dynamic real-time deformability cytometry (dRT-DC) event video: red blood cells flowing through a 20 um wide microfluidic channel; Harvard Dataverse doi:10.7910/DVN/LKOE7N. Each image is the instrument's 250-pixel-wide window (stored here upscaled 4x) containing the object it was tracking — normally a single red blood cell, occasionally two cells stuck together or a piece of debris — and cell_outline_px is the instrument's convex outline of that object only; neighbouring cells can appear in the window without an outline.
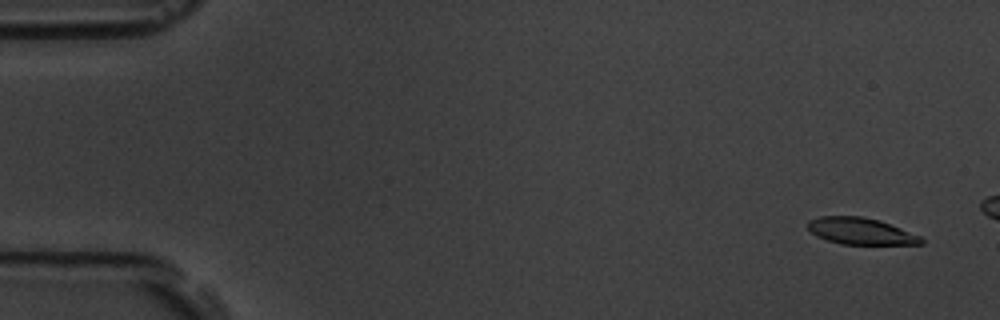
{"species": "common noctule bat (a hibernating species)", "species_latin": "Nyctalus noctula", "temperature_condition": "room temperature", "stored_images_in_passage": 4, "camera_frame_rate_fps": 3000, "um_per_image_px": 0.085, "animal": {"sex": "male", "body_mass_g": 19.5, "forearm_length_mm": 54.6}, "frame": {"image": 1, "passage_image": 1, "time_ms": 0.0, "image_size_px": [1000, 320], "cell_outline_px": [[924, 244], [840, 244], [816, 236], [808, 228], [808, 220], [820, 216], [860, 216], [880, 220], [920, 236], [924, 240]], "centroid_in_image_um": [73.15, 19.64], "position_along_channel_um": 11.9, "area_um2": 17.51}}